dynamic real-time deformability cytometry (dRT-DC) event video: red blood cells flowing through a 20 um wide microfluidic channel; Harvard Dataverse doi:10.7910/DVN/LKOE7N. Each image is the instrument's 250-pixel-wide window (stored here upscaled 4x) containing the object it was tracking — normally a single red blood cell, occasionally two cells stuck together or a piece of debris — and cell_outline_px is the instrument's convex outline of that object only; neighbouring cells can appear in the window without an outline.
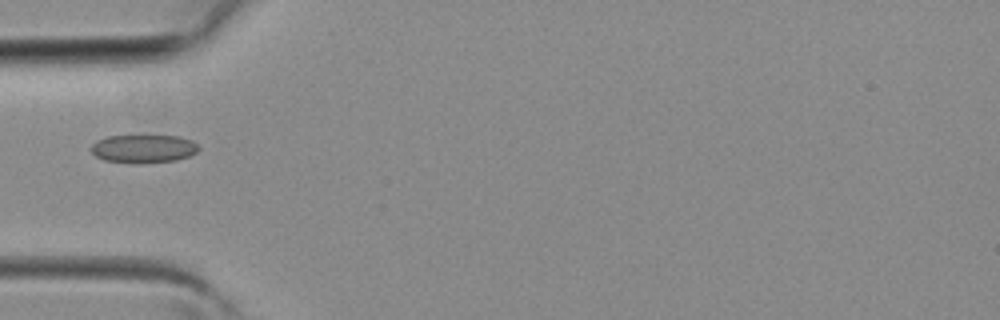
{"species": "common noctule bat (a hibernating species)", "species_latin": "Nyctalus noctula", "temperature_condition": "room temperature", "stored_images_in_passage": 28, "camera_frame_rate_fps": 3000, "um_per_image_px": 0.085, "animal": {"sex": "female", "body_mass_g": 19.3, "forearm_length_mm": 54.1}, "frame": {"image": 1, "passage_image": 1, "time_ms": 0.0, "image_size_px": [1000, 320], "cell_outline_px": [[200, 148], [196, 152], [188, 156], [176, 160], [104, 160], [96, 156], [92, 152], [92, 144], [96, 140], [108, 136], [180, 136], [192, 140], [200, 144]], "centroid_in_image_um": [12.25, 12.57], "position_along_channel_um": 72.7, "area_um2": 16.76}}
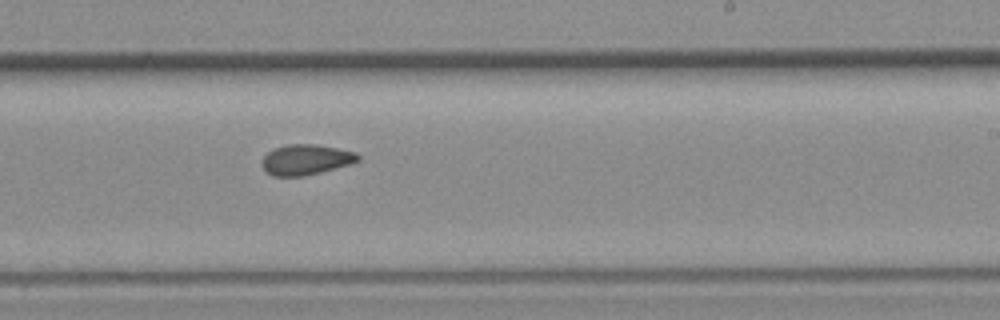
{"frame": {"image": 2, "passage_image": 12, "time_ms": 3.667, "image_size_px": [1000, 320], "cell_outline_px": [[360, 160], [348, 164], [320, 172], [300, 176], [272, 176], [264, 168], [260, 160], [268, 152], [276, 148], [288, 144], [316, 144], [356, 152], [360, 156]], "centroid_in_image_um": [25.99, 13.56], "position_along_channel_um": 263.0, "area_um2": 16.76}}
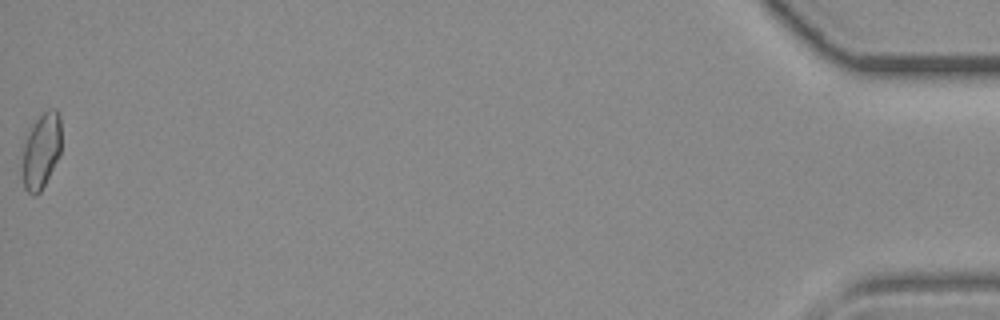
{"frame": {"image": 3, "passage_image": 28, "time_ms": 9.0, "image_size_px": [1000, 320], "cell_outline_px": [[60, 152], [40, 192], [36, 196], [32, 196], [24, 188], [20, 168], [24, 140], [28, 128], [48, 108], [56, 108], [60, 112]], "centroid_in_image_um": [3.45, 12.8], "position_along_channel_um": 431.8, "area_um2": 17.57}}